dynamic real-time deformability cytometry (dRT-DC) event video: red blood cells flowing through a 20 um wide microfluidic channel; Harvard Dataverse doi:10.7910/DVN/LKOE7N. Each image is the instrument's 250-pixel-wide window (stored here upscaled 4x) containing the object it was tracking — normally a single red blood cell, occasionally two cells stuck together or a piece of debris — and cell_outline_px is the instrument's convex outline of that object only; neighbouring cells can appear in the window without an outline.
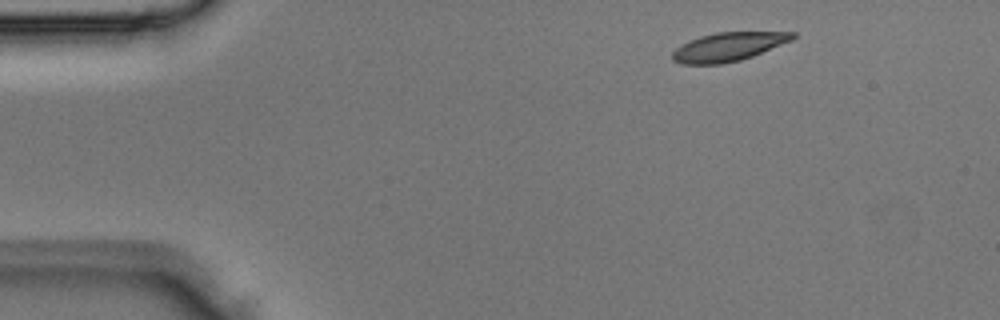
{"species": "Egyptian fruit bat (a non-hibernating species)", "species_latin": "Rousettus aegyptiacus", "temperature_condition": "room temperature", "stored_images_in_passage": 4, "camera_frame_rate_fps": 3000, "um_per_image_px": 0.085, "animal": {"sex": "male"}, "frame": {"image": 1, "passage_image": 1, "time_ms": 0.0, "image_size_px": [1000, 320], "cell_outline_px": [[796, 36], [792, 40], [752, 56], [740, 60], [720, 64], [680, 64], [672, 60], [672, 52], [680, 44], [700, 36], [716, 32], [796, 32]], "centroid_in_image_um": [61.87, 3.98], "position_along_channel_um": 23.1, "area_um2": 20.06}}
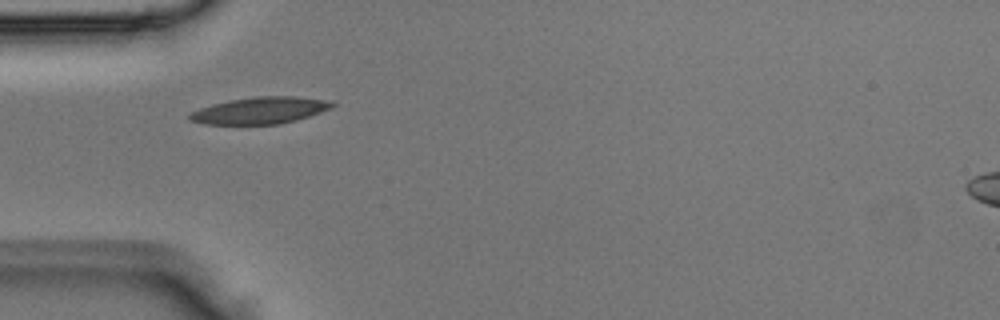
{"frame": {"image": 2, "passage_image": 3, "time_ms": 0.667, "image_size_px": [1000, 320], "cell_outline_px": [[336, 104], [332, 108], [296, 120], [280, 124], [204, 124], [188, 120], [188, 116], [192, 112], [200, 108], [212, 104], [228, 100], [256, 96], [292, 96], [332, 100]], "centroid_in_image_um": [22.12, 9.38], "position_along_channel_um": 62.9, "area_um2": 22.31}}
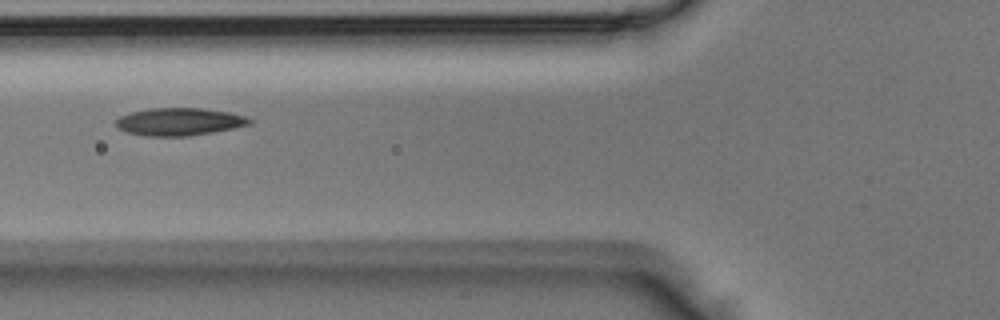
{"frame": {"image": 3, "passage_image": 4, "time_ms": 1.0, "image_size_px": [1000, 320], "cell_outline_px": [[252, 124], [212, 132], [188, 136], [144, 136], [128, 132], [120, 128], [116, 124], [116, 120], [120, 116], [128, 112], [148, 108], [200, 108], [228, 112], [244, 116], [252, 120]], "centroid_in_image_um": [15.21, 10.34], "position_along_channel_um": 110.6, "area_um2": 21.39}}